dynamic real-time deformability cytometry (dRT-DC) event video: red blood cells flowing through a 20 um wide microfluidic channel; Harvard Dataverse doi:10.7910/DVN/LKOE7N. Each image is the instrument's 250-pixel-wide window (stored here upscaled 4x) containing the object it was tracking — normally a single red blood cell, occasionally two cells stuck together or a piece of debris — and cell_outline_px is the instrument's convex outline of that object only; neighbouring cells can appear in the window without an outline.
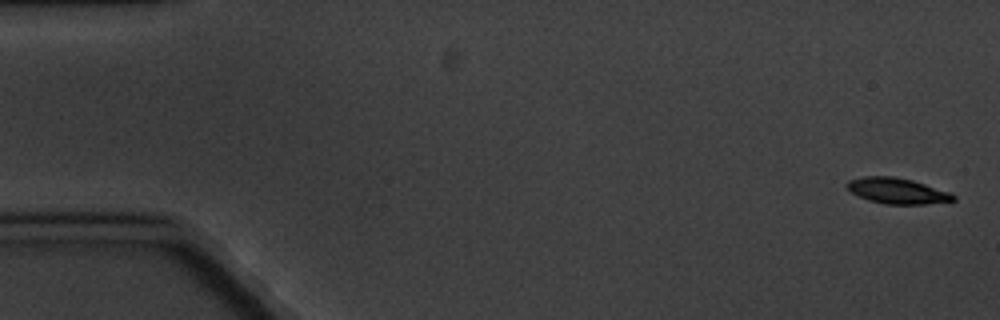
{"species": "common noctule bat (a hibernating species)", "species_latin": "Nyctalus noctula", "temperature_condition": "cold", "stored_images_in_passage": 8, "camera_frame_rate_fps": 3000, "um_per_image_px": 0.085, "animal": {"sex": "male", "body_mass_g": 20.1, "forearm_length_mm": 53.5}, "frame": {"image": 1, "passage_image": 1, "time_ms": 0.0, "image_size_px": [1000, 320], "cell_outline_px": [[956, 200], [924, 204], [884, 204], [868, 200], [852, 192], [844, 184], [848, 180], [864, 176], [892, 176], [912, 180], [952, 192], [956, 196]], "centroid_in_image_um": [76.28, 16.21], "position_along_channel_um": 8.7, "area_um2": 16.01}}
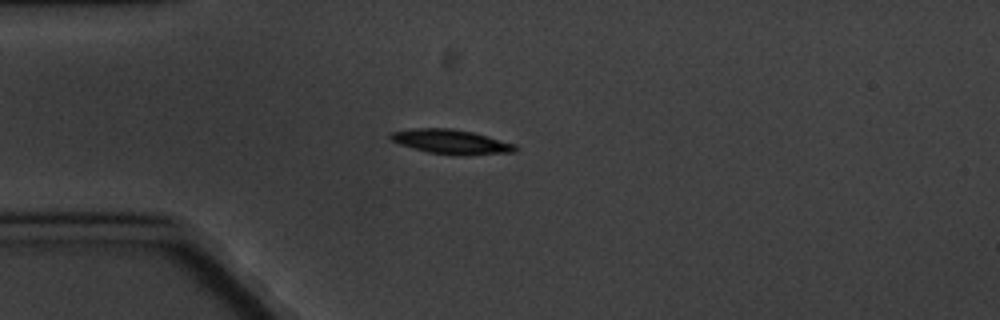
{"frame": {"image": 2, "passage_image": 5, "time_ms": 4.667, "image_size_px": [1000, 320], "cell_outline_px": [[520, 148], [516, 152], [460, 156], [428, 152], [400, 144], [392, 140], [388, 136], [392, 132], [416, 128], [448, 128], [472, 132], [516, 144]], "centroid_in_image_um": [38.41, 12.06], "position_along_channel_um": 46.6, "area_um2": 17.74}}